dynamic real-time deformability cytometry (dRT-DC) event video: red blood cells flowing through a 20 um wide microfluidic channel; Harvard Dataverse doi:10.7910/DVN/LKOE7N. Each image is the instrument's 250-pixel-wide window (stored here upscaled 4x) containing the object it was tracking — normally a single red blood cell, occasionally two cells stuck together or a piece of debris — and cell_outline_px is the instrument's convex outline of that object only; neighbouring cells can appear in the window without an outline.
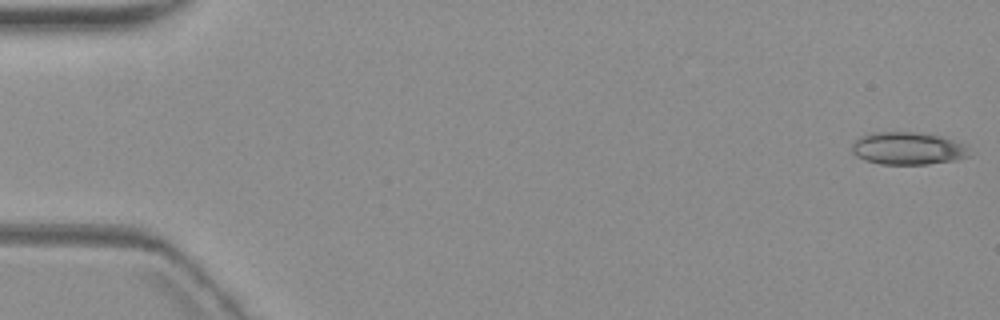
{"species": "common noctule bat (a hibernating species)", "species_latin": "Nyctalus noctula", "temperature_condition": "warm", "stored_images_in_passage": 2, "camera_frame_rate_fps": 3000, "um_per_image_px": 0.085, "animal": {"sex": "female", "body_mass_g": 19.3, "forearm_length_mm": 54.1}, "frame": {"image": 1, "passage_image": 1, "time_ms": 0.0, "image_size_px": [1000, 320], "cell_outline_px": [[972, 156], [956, 160], [928, 164], [880, 164], [864, 160], [856, 156], [852, 152], [852, 144], [860, 136], [872, 132], [920, 132], [940, 136], [968, 144]], "centroid_in_image_um": [77.22, 12.61], "position_along_channel_um": 7.8, "area_um2": 22.72}}